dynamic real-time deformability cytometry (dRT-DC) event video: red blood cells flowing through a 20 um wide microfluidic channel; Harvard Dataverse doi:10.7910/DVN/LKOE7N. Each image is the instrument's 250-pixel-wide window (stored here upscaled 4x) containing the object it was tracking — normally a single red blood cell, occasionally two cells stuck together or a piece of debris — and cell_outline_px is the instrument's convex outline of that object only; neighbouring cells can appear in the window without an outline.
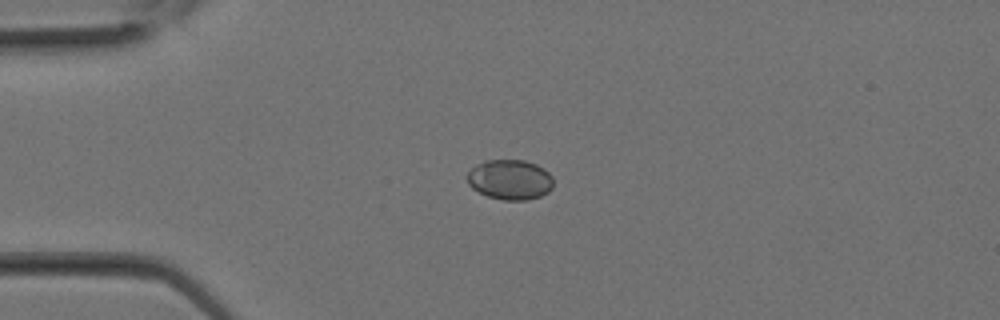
{"species": "Egyptian fruit bat (a non-hibernating species)", "species_latin": "Rousettus aegyptiacus", "temperature_condition": "room temperature", "stored_images_in_passage": 27, "camera_frame_rate_fps": 3000, "um_per_image_px": 0.085, "animal": {"sex": "female"}, "frame": {"image": 1, "passage_image": 6, "time_ms": 1.667, "image_size_px": [1000, 320], "cell_outline_px": [[552, 188], [548, 192], [540, 196], [524, 200], [504, 200], [488, 196], [472, 188], [468, 184], [468, 172], [476, 164], [484, 160], [524, 160], [536, 164], [544, 168], [552, 176]], "centroid_in_image_um": [43.35, 15.26], "position_along_channel_um": 41.6, "area_um2": 20.06}}
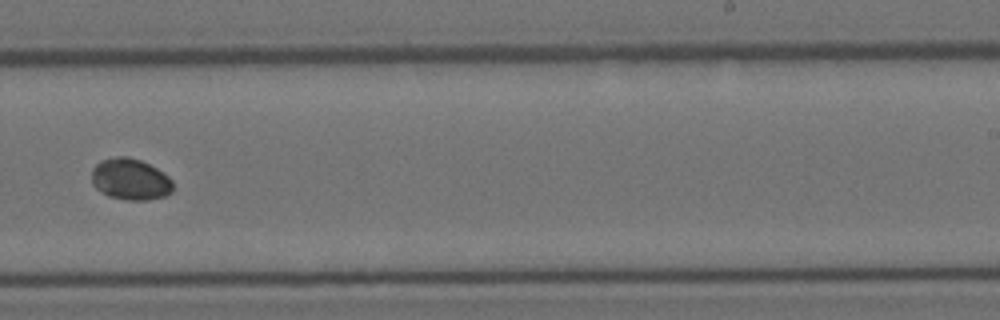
{"frame": {"image": 2, "passage_image": 17, "time_ms": 5.333, "image_size_px": [1000, 320], "cell_outline_px": [[172, 192], [164, 196], [148, 200], [124, 200], [108, 196], [100, 192], [92, 184], [92, 168], [100, 160], [116, 156], [128, 156], [140, 160], [156, 168], [168, 176], [172, 180]], "centroid_in_image_um": [11.05, 15.24], "position_along_channel_um": 277.9, "area_um2": 19.77}}
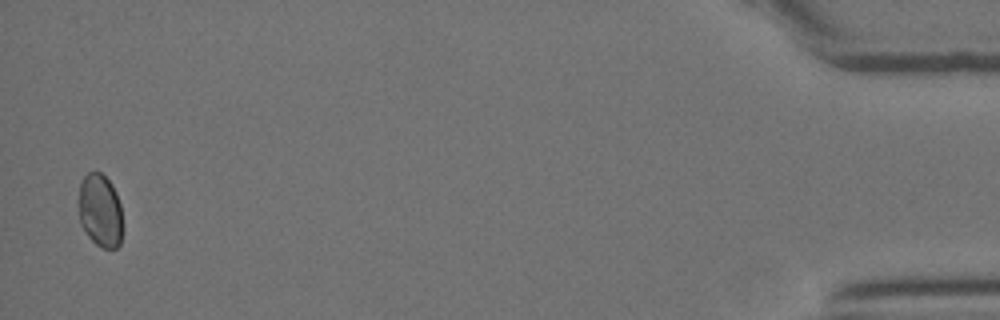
{"frame": {"image": 3, "passage_image": 27, "time_ms": 8.667, "image_size_px": [1000, 320], "cell_outline_px": [[124, 228], [120, 244], [116, 248], [104, 248], [96, 244], [88, 236], [80, 224], [80, 184], [84, 176], [88, 172], [100, 172], [112, 184], [116, 192], [120, 204], [124, 224]], "centroid_in_image_um": [8.57, 17.93], "position_along_channel_um": 426.6, "area_um2": 18.9}}